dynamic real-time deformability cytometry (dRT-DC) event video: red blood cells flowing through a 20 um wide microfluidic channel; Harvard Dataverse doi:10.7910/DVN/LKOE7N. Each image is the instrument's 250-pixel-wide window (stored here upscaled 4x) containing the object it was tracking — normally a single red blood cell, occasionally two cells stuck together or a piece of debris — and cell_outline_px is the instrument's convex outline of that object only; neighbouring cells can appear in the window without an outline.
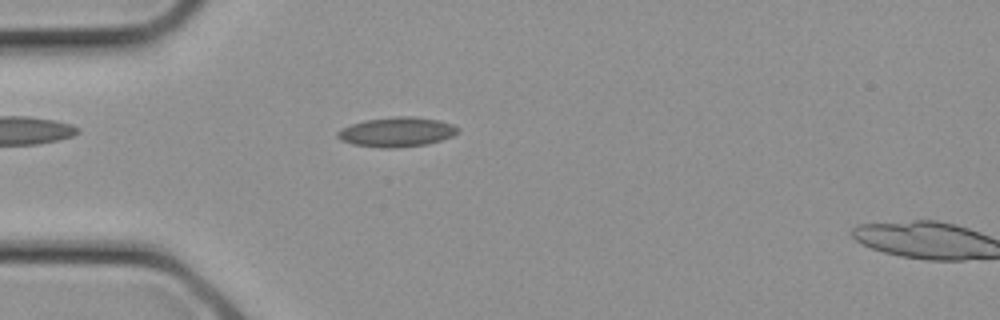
{"species": "common noctule bat (a hibernating species)", "species_latin": "Nyctalus noctula", "temperature_condition": "cold", "stored_images_in_passage": 8, "camera_frame_rate_fps": 3000, "um_per_image_px": 0.085, "animal": {"sex": "female", "body_mass_g": 21.9}, "frame": {"image": 1, "passage_image": 7, "time_ms": 2.0, "image_size_px": [1000, 320], "cell_outline_px": [[460, 132], [452, 136], [428, 144], [400, 148], [384, 148], [352, 144], [340, 140], [336, 136], [336, 132], [352, 124], [364, 120], [396, 116], [412, 116], [440, 120], [452, 124], [460, 128]], "centroid_in_image_um": [33.75, 11.22], "position_along_channel_um": 51.2, "area_um2": 20.92}}